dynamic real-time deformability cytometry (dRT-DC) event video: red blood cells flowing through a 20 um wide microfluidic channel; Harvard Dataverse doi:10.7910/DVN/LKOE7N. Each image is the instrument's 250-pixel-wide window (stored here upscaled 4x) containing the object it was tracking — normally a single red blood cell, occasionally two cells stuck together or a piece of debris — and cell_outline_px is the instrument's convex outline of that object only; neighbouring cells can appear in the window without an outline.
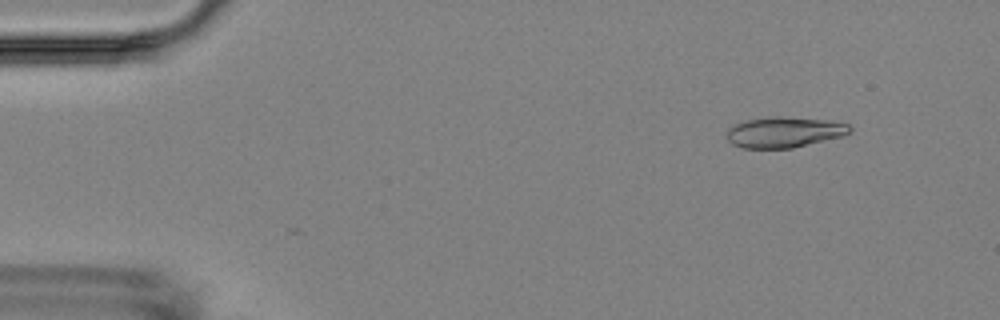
{"species": "Egyptian fruit bat (a non-hibernating species)", "species_latin": "Rousettus aegyptiacus", "temperature_condition": "room temperature", "stored_images_in_passage": 5, "camera_frame_rate_fps": 3000, "um_per_image_px": 0.085, "animal": {"sex": "female"}, "frame": {"image": 1, "passage_image": 2, "time_ms": 1.333, "image_size_px": [1000, 320], "cell_outline_px": [[852, 132], [844, 136], [792, 148], [740, 148], [732, 144], [728, 140], [728, 128], [732, 124], [748, 120], [776, 116], [832, 120], [848, 124], [852, 128]], "centroid_in_image_um": [66.69, 11.23], "position_along_channel_um": 18.3, "area_um2": 22.14}}
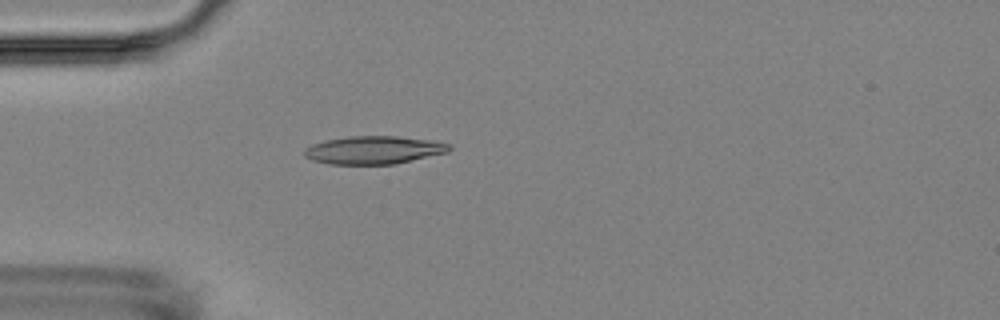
{"frame": {"image": 2, "passage_image": 5, "time_ms": 4.667, "image_size_px": [1000, 320], "cell_outline_px": [[452, 148], [448, 152], [396, 164], [328, 164], [312, 160], [304, 156], [304, 148], [312, 144], [328, 140], [348, 136], [396, 136], [432, 140], [452, 144]], "centroid_in_image_um": [31.79, 12.75], "position_along_channel_um": 53.2, "area_um2": 23.76}}